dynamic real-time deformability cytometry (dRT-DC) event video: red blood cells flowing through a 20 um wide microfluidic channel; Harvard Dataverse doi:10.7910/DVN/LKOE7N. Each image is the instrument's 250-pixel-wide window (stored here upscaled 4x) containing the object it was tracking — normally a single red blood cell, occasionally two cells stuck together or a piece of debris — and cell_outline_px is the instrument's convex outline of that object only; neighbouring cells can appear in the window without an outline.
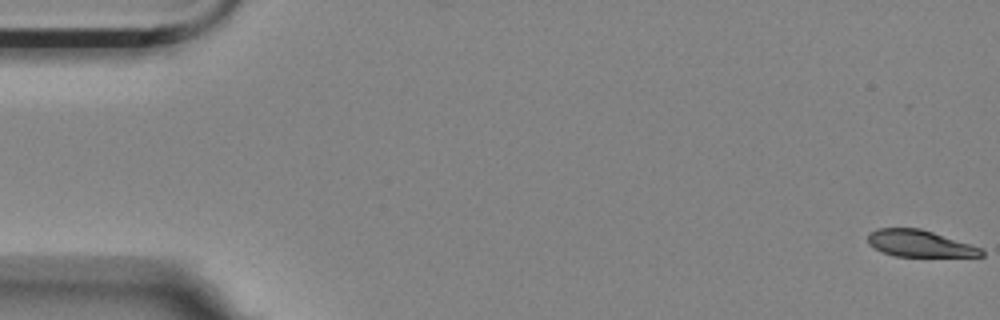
{"species": "Egyptian fruit bat (a non-hibernating species)", "species_latin": "Rousettus aegyptiacus", "temperature_condition": "room temperature", "stored_images_in_passage": 4, "camera_frame_rate_fps": 3000, "um_per_image_px": 0.085, "animal": {"sex": "female"}, "frame": {"image": 1, "passage_image": 1, "time_ms": 0.0, "image_size_px": [1000, 320], "cell_outline_px": [[984, 256], [896, 256], [884, 252], [868, 244], [868, 232], [876, 228], [920, 228], [980, 248], [984, 252]], "centroid_in_image_um": [78.11, 20.69], "position_along_channel_um": 6.9, "area_um2": 17.28}}
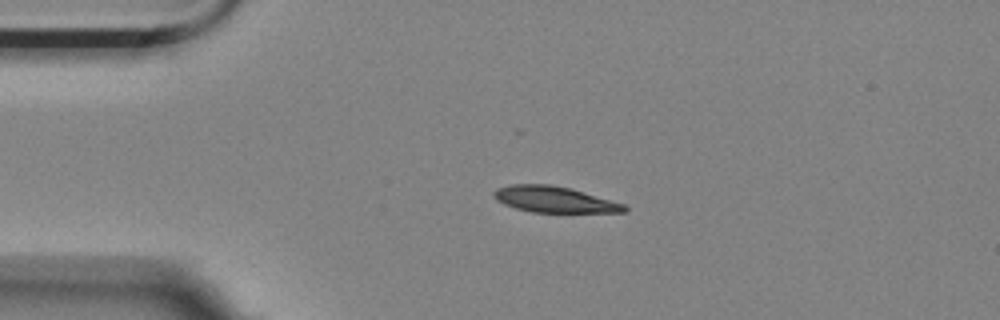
{"frame": {"image": 2, "passage_image": 4, "time_ms": 1.0, "image_size_px": [1000, 320], "cell_outline_px": [[628, 212], [532, 212], [516, 208], [504, 204], [496, 200], [492, 196], [492, 192], [496, 188], [508, 184], [548, 184], [572, 188], [624, 204], [628, 208]], "centroid_in_image_um": [47.08, 16.94], "position_along_channel_um": 37.9, "area_um2": 19.94}}